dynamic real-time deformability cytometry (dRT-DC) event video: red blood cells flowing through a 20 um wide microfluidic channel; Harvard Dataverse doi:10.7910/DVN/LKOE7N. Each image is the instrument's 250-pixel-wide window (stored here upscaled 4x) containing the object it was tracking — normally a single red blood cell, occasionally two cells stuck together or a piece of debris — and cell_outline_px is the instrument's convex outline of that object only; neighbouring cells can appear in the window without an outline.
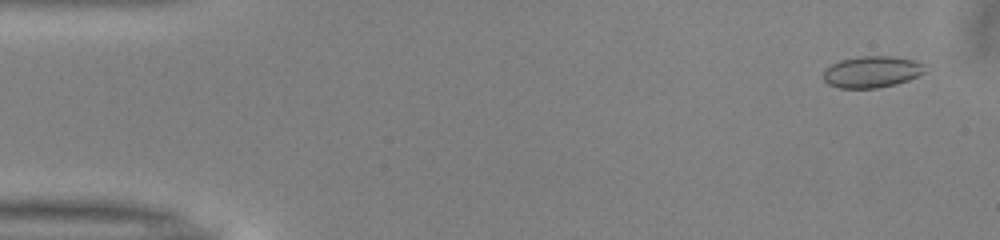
{"species": "common noctule bat (a hibernating species)", "species_latin": "Nyctalus noctula", "temperature_condition": "warm", "stored_images_in_passage": 14, "camera_frame_rate_fps": 3000, "um_per_image_px": 0.085, "animal": {"sex": "male", "body_mass_g": 13.0, "forearm_length_mm": 53.1}, "frame": {"image": 1, "passage_image": 3, "time_ms": 0.667, "image_size_px": [1000, 240], "cell_outline_px": [[924, 72], [908, 80], [896, 84], [876, 88], [840, 88], [828, 84], [824, 80], [824, 68], [840, 60], [856, 56], [892, 56], [912, 60], [924, 64]], "centroid_in_image_um": [74.07, 6.1], "position_along_channel_um": 10.9, "area_um2": 18.61}}
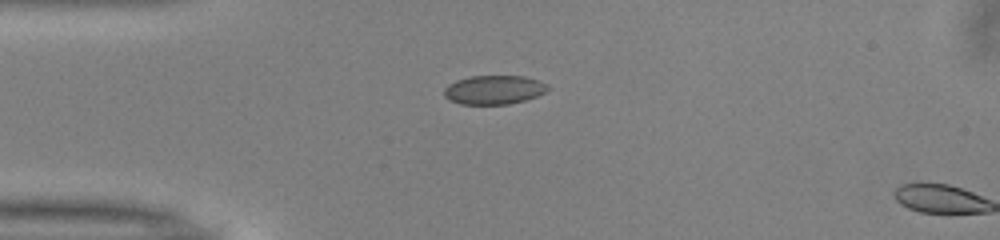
{"frame": {"image": 2, "passage_image": 13, "time_ms": 4.0, "image_size_px": [1000, 240], "cell_outline_px": [[552, 88], [536, 96], [524, 100], [508, 104], [460, 104], [448, 100], [444, 96], [444, 88], [448, 84], [456, 80], [468, 76], [524, 76], [540, 80], [548, 84]], "centroid_in_image_um": [41.99, 7.62], "position_along_channel_um": 43.0, "area_um2": 17.69}}